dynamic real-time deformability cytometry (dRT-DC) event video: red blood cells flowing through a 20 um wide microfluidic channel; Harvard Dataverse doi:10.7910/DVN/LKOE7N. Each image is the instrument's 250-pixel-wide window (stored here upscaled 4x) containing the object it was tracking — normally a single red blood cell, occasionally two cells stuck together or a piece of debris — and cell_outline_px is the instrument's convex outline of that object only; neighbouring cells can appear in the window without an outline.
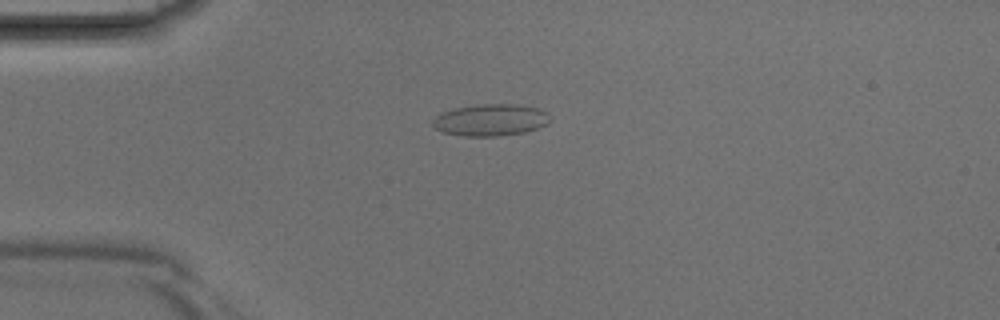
{"species": "Egyptian fruit bat (a non-hibernating species)", "species_latin": "Rousettus aegyptiacus", "temperature_condition": "room temperature", "stored_images_in_passage": 37, "camera_frame_rate_fps": 3000, "um_per_image_px": 0.085, "animal": {"sex": "male"}, "frame": {"image": 1, "passage_image": 6, "time_ms": 1.667, "image_size_px": [1000, 320], "cell_outline_px": [[552, 120], [548, 124], [524, 132], [500, 136], [464, 136], [444, 132], [436, 128], [432, 124], [432, 120], [440, 112], [452, 108], [480, 104], [516, 104], [536, 108], [548, 112], [552, 116]], "centroid_in_image_um": [41.72, 10.19], "position_along_channel_um": 43.3, "area_um2": 21.96}}
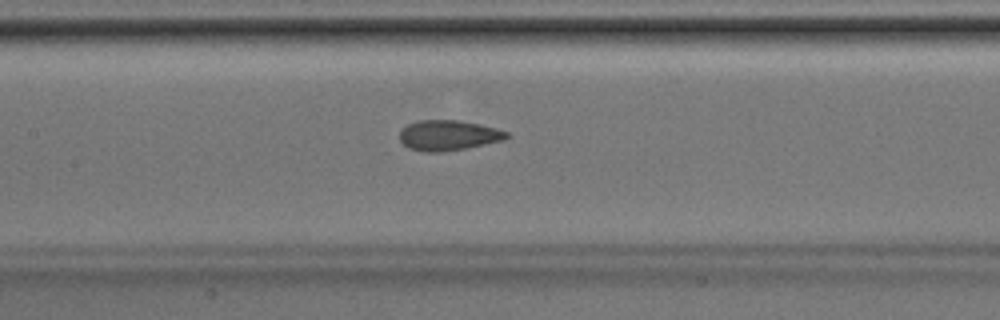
{"frame": {"image": 2, "passage_image": 15, "time_ms": 4.667, "image_size_px": [1000, 320], "cell_outline_px": [[508, 136], [504, 140], [464, 148], [440, 152], [424, 152], [408, 148], [400, 140], [400, 132], [408, 124], [416, 120], [456, 120], [480, 124], [496, 128], [508, 132]], "centroid_in_image_um": [38.09, 11.5], "position_along_channel_um": 169.3, "area_um2": 18.73}}
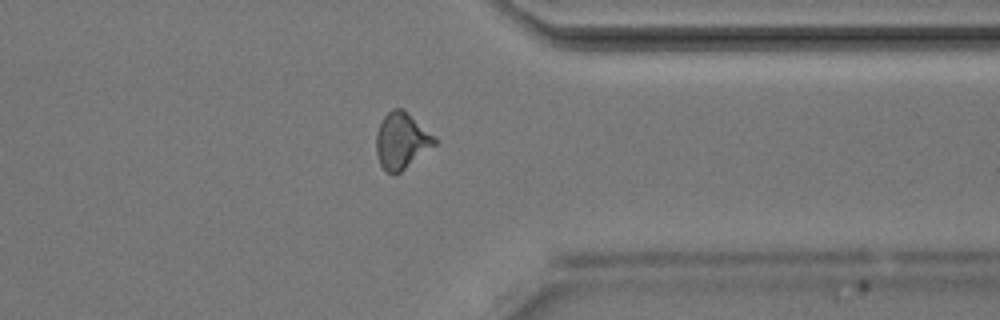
{"frame": {"image": 3, "passage_image": 28, "time_ms": 9.0, "image_size_px": [1000, 320], "cell_outline_px": [[436, 144], [400, 172], [392, 176], [384, 172], [380, 164], [376, 152], [376, 132], [384, 116], [392, 108], [404, 108], [436, 136]], "centroid_in_image_um": [34.13, 11.96], "position_along_channel_um": 377.3, "area_um2": 19.42}}